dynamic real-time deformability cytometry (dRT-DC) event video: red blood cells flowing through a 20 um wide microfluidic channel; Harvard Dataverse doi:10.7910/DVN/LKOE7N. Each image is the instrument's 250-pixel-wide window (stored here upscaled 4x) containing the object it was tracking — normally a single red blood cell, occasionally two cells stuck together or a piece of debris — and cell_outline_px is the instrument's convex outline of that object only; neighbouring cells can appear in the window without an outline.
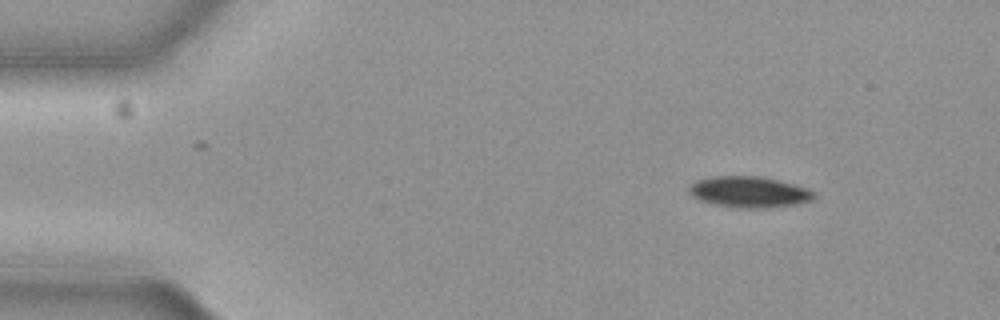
{"species": "common noctule bat (a hibernating species)", "species_latin": "Nyctalus noctula", "temperature_condition": "cold", "stored_images_in_passage": 19, "camera_frame_rate_fps": 3000, "um_per_image_px": 0.085, "animal": {"sex": "female", "body_mass_g": 19.3, "forearm_length_mm": 54.1}, "frame": {"image": 1, "passage_image": 5, "time_ms": 1.333, "image_size_px": [1000, 320], "cell_outline_px": [[816, 196], [812, 200], [792, 204], [764, 208], [740, 208], [712, 204], [700, 200], [692, 196], [688, 192], [688, 188], [696, 180], [712, 176], [764, 176], [792, 184], [816, 192]], "centroid_in_image_um": [63.63, 16.31], "position_along_channel_um": 21.4, "area_um2": 22.54}}
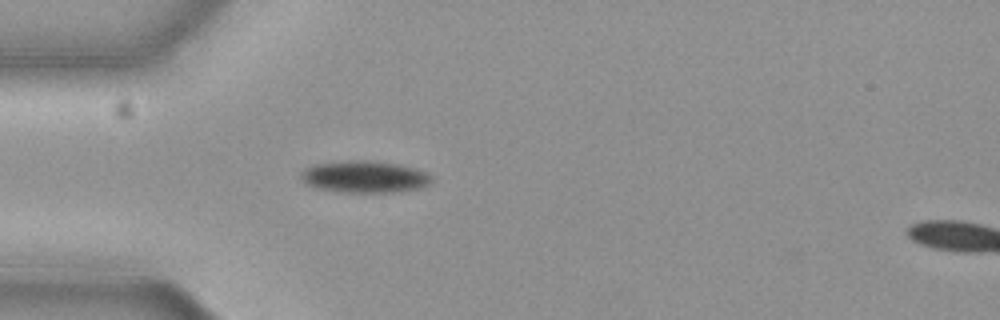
{"frame": {"image": 2, "passage_image": 14, "time_ms": 4.333, "image_size_px": [1000, 320], "cell_outline_px": [[432, 180], [428, 184], [420, 188], [392, 192], [340, 192], [316, 188], [300, 180], [300, 172], [304, 168], [316, 164], [348, 160], [372, 160], [400, 164], [416, 168], [432, 176]], "centroid_in_image_um": [30.96, 15.01], "position_along_channel_um": 54.0, "area_um2": 24.45}}
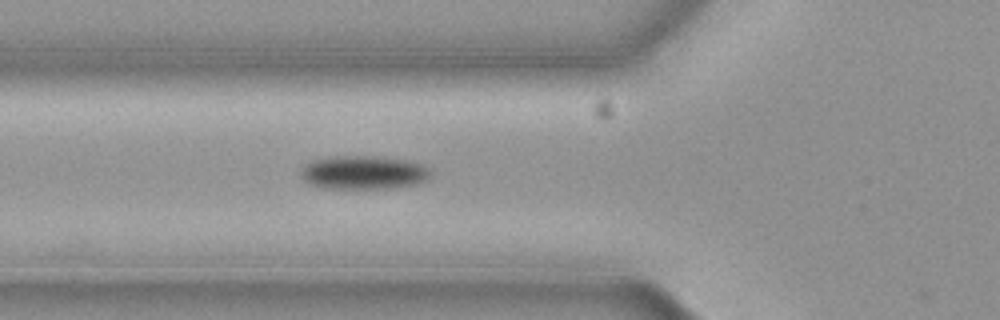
{"frame": {"image": 3, "passage_image": 18, "time_ms": 5.667, "image_size_px": [1000, 320], "cell_outline_px": [[432, 172], [428, 180], [416, 184], [392, 188], [324, 188], [308, 184], [300, 176], [300, 168], [304, 164], [312, 160], [332, 156], [380, 156], [408, 160], [420, 164], [428, 168]], "centroid_in_image_um": [30.88, 14.65], "position_along_channel_um": 94.9, "area_um2": 25.78}}